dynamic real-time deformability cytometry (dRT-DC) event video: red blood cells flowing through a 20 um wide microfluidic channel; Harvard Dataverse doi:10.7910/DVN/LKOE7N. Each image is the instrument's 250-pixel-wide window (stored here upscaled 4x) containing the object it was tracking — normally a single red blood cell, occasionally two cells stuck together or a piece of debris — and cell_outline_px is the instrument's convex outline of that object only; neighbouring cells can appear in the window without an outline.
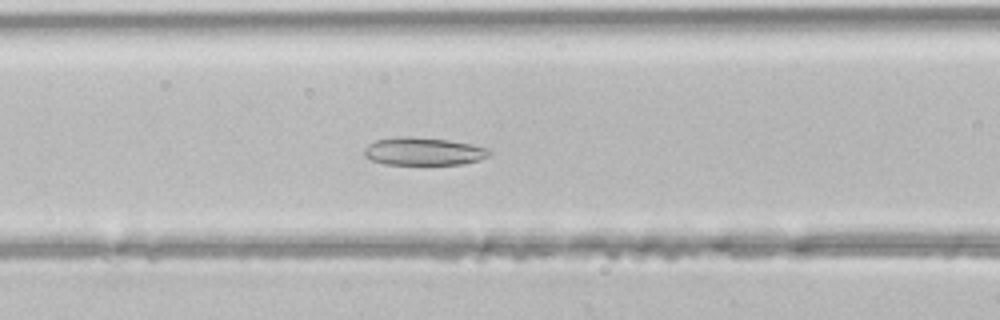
{"species": "common noctule bat (a hibernating species)", "species_latin": "Nyctalus noctula", "temperature_condition": "room temperature", "stored_images_in_passage": 47, "camera_frame_rate_fps": 3000, "um_per_image_px": 0.085, "animal": {"sex": "male", "body_mass_g": 21.5, "forearm_length_mm": 52.0}, "frame": {"image": 1, "passage_image": 19, "time_ms": 6.0, "image_size_px": [1000, 320], "cell_outline_px": [[492, 152], [488, 156], [480, 160], [460, 164], [384, 164], [372, 160], [364, 156], [364, 148], [368, 144], [376, 140], [396, 136], [412, 136], [448, 140], [488, 148]], "centroid_in_image_um": [35.96, 12.86], "position_along_channel_um": 130.6, "area_um2": 20.29}}
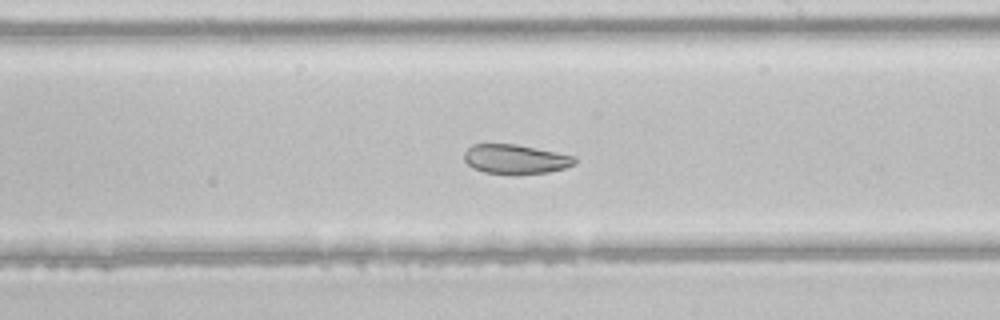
{"frame": {"image": 2, "passage_image": 27, "time_ms": 8.667, "image_size_px": [1000, 320], "cell_outline_px": [[576, 164], [564, 168], [548, 172], [484, 172], [472, 168], [464, 160], [464, 152], [472, 144], [516, 144], [576, 156]], "centroid_in_image_um": [43.81, 13.49], "position_along_channel_um": 245.2, "area_um2": 18.44}}
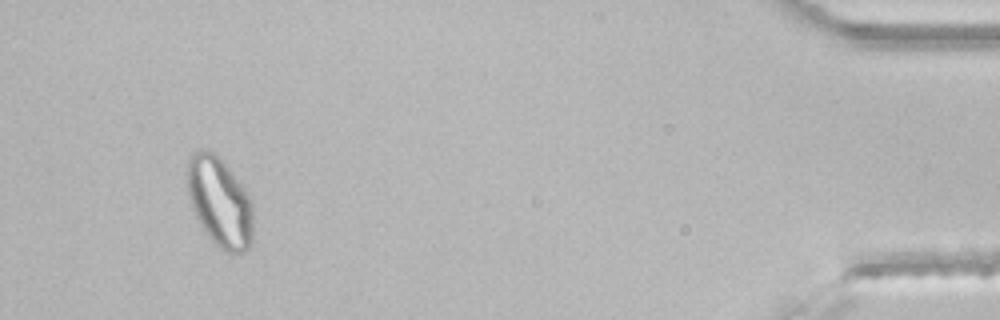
{"frame": {"image": 3, "passage_image": 44, "time_ms": 14.333, "image_size_px": [1000, 320], "cell_outline_px": [[252, 240], [248, 248], [244, 252], [232, 256], [224, 252], [212, 240], [200, 224], [192, 208], [188, 192], [184, 172], [188, 160], [192, 152], [212, 152], [232, 172], [244, 188], [252, 200]], "centroid_in_image_um": [18.66, 17.22], "position_along_channel_um": 416.5, "area_um2": 34.45}}